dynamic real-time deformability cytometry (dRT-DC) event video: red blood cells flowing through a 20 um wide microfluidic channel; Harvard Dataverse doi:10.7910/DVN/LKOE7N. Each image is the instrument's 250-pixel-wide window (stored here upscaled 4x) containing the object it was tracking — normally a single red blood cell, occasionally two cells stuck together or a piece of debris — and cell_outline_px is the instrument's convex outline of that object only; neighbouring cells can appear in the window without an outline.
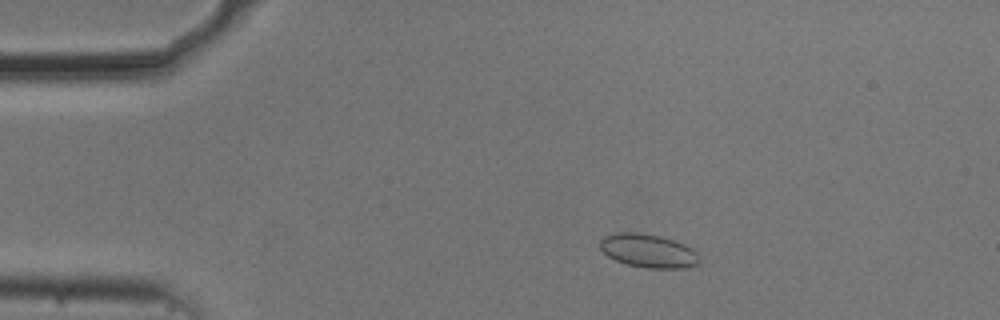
{"species": "common noctule bat (a hibernating species)", "species_latin": "Nyctalus noctula", "temperature_condition": "cold", "stored_images_in_passage": 52, "camera_frame_rate_fps": 3000, "um_per_image_px": 0.085, "animal": {"sex": "male", "body_mass_g": 20.5, "forearm_length_mm": 52.5}, "frame": {"image": 1, "passage_image": 8, "time_ms": 2.333, "image_size_px": [1000, 320], "cell_outline_px": [[700, 260], [696, 264], [684, 268], [644, 268], [628, 264], [616, 260], [608, 256], [600, 248], [600, 240], [604, 236], [620, 232], [636, 232], [660, 236], [684, 244], [692, 248], [696, 252]], "centroid_in_image_um": [55.09, 21.32], "position_along_channel_um": 29.9, "area_um2": 19.25}}
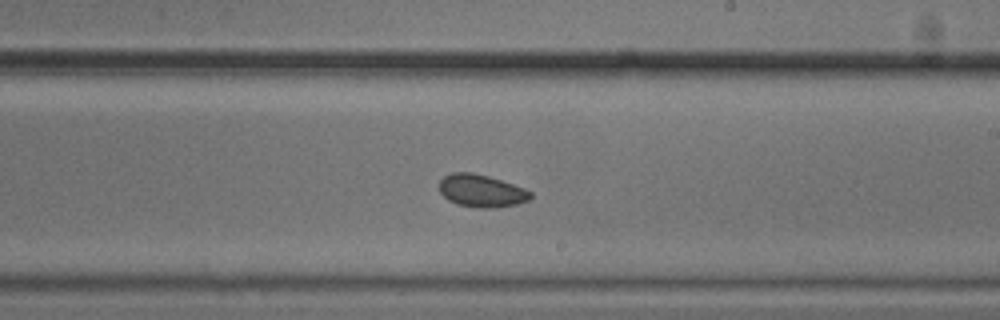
{"frame": {"image": 2, "passage_image": 30, "time_ms": 9.667, "image_size_px": [1000, 320], "cell_outline_px": [[532, 196], [528, 200], [516, 204], [492, 208], [480, 208], [456, 204], [448, 200], [440, 192], [440, 180], [444, 176], [452, 172], [472, 172], [488, 176], [524, 188], [532, 192]], "centroid_in_image_um": [40.9, 16.22], "position_along_channel_um": 248.1, "area_um2": 17.22}}
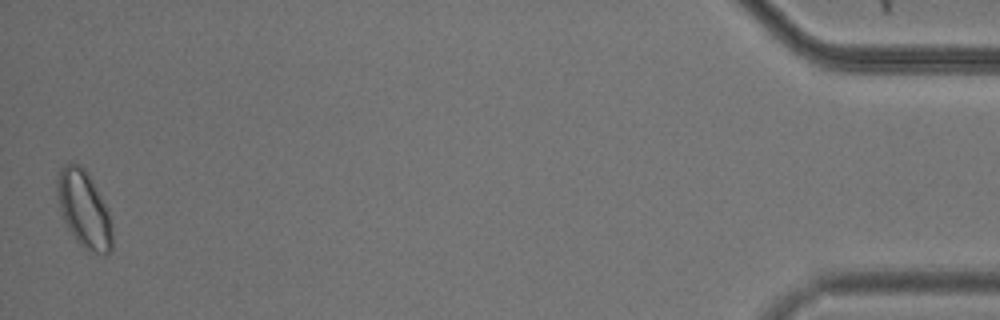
{"frame": {"image": 3, "passage_image": 52, "time_ms": 17.0, "image_size_px": [1000, 320], "cell_outline_px": [[112, 252], [104, 256], [88, 252], [76, 240], [68, 228], [64, 220], [60, 208], [56, 188], [56, 180], [60, 168], [68, 160], [80, 164], [88, 172], [108, 208], [112, 228]], "centroid_in_image_um": [7.15, 17.78], "position_along_channel_um": 428.0, "area_um2": 25.26}, "authors_computed_cell_mechanics": {"area_um2": 17.9758, "velocity_mm_per_s": 3.688, "shape_relaxation_time_tau1_ms": null, "shape_relaxation_time_tau2_ms": 2.489, "deformation_change_tau1": null, "deformation_change_tau2": 0.059}}